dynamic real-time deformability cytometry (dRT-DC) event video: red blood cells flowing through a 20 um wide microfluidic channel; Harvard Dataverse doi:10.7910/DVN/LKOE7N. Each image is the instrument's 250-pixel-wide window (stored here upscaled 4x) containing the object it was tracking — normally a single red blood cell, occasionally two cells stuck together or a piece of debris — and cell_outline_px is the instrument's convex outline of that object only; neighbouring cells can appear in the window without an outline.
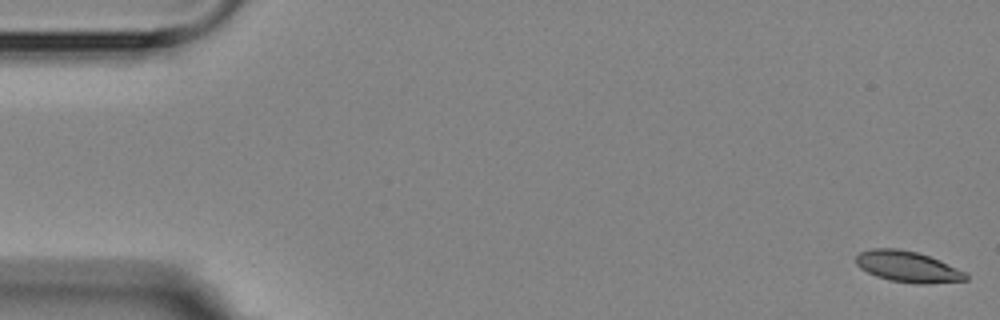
{"species": "Egyptian fruit bat (a non-hibernating species)", "species_latin": "Rousettus aegyptiacus", "temperature_condition": "room temperature", "stored_images_in_passage": 5, "camera_frame_rate_fps": 3000, "um_per_image_px": 0.085, "animal": {"sex": "female"}, "frame": {"image": 1, "passage_image": 1, "time_ms": 0.0, "image_size_px": [1000, 320], "cell_outline_px": [[968, 280], [924, 284], [916, 284], [888, 280], [876, 276], [860, 268], [856, 264], [856, 256], [860, 252], [872, 248], [896, 248], [916, 252], [940, 260], [964, 272], [968, 276]], "centroid_in_image_um": [77.13, 22.67], "position_along_channel_um": 7.9, "area_um2": 19.77}}
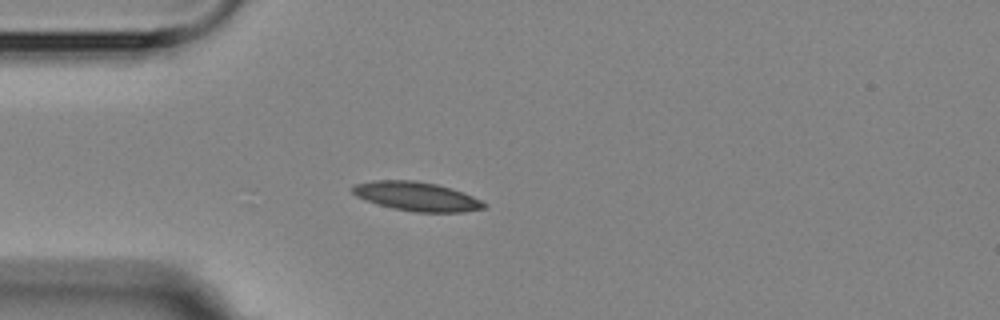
{"frame": {"image": 2, "passage_image": 5, "time_ms": 4.667, "image_size_px": [1000, 320], "cell_outline_px": [[488, 208], [464, 212], [416, 212], [392, 208], [356, 196], [352, 192], [352, 184], [372, 180], [416, 180], [436, 184], [464, 192], [488, 204]], "centroid_in_image_um": [35.45, 16.69], "position_along_channel_um": 49.6, "area_um2": 22.31}}